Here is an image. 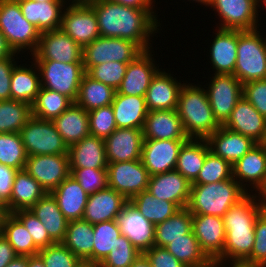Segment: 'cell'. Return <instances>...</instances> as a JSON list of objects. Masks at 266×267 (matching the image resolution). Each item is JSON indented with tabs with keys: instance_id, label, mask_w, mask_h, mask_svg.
Wrapping results in <instances>:
<instances>
[{
	"instance_id": "cell-1",
	"label": "cell",
	"mask_w": 266,
	"mask_h": 267,
	"mask_svg": "<svg viewBox=\"0 0 266 267\" xmlns=\"http://www.w3.org/2000/svg\"><path fill=\"white\" fill-rule=\"evenodd\" d=\"M89 5L96 13L101 37L126 39L143 51L154 47L152 37L158 38L164 27L156 9L132 8L108 0H95Z\"/></svg>"
},
{
	"instance_id": "cell-2",
	"label": "cell",
	"mask_w": 266,
	"mask_h": 267,
	"mask_svg": "<svg viewBox=\"0 0 266 267\" xmlns=\"http://www.w3.org/2000/svg\"><path fill=\"white\" fill-rule=\"evenodd\" d=\"M264 210L258 193H248L225 213L224 263L242 264L251 255L255 239V222Z\"/></svg>"
},
{
	"instance_id": "cell-3",
	"label": "cell",
	"mask_w": 266,
	"mask_h": 267,
	"mask_svg": "<svg viewBox=\"0 0 266 267\" xmlns=\"http://www.w3.org/2000/svg\"><path fill=\"white\" fill-rule=\"evenodd\" d=\"M176 110L189 138L207 139L221 127L200 81L197 84L190 81L184 83L180 89Z\"/></svg>"
},
{
	"instance_id": "cell-4",
	"label": "cell",
	"mask_w": 266,
	"mask_h": 267,
	"mask_svg": "<svg viewBox=\"0 0 266 267\" xmlns=\"http://www.w3.org/2000/svg\"><path fill=\"white\" fill-rule=\"evenodd\" d=\"M248 192L234 179L209 184H191L187 209L191 214L223 217Z\"/></svg>"
},
{
	"instance_id": "cell-5",
	"label": "cell",
	"mask_w": 266,
	"mask_h": 267,
	"mask_svg": "<svg viewBox=\"0 0 266 267\" xmlns=\"http://www.w3.org/2000/svg\"><path fill=\"white\" fill-rule=\"evenodd\" d=\"M0 32L12 51L26 60L36 51L41 34L25 19L17 0H0Z\"/></svg>"
},
{
	"instance_id": "cell-6",
	"label": "cell",
	"mask_w": 266,
	"mask_h": 267,
	"mask_svg": "<svg viewBox=\"0 0 266 267\" xmlns=\"http://www.w3.org/2000/svg\"><path fill=\"white\" fill-rule=\"evenodd\" d=\"M262 29L238 30L237 58L233 75L242 84L266 79V35L265 30L263 35Z\"/></svg>"
},
{
	"instance_id": "cell-7",
	"label": "cell",
	"mask_w": 266,
	"mask_h": 267,
	"mask_svg": "<svg viewBox=\"0 0 266 267\" xmlns=\"http://www.w3.org/2000/svg\"><path fill=\"white\" fill-rule=\"evenodd\" d=\"M41 87L56 91L76 101L85 69L82 62L61 63L53 60H34Z\"/></svg>"
},
{
	"instance_id": "cell-8",
	"label": "cell",
	"mask_w": 266,
	"mask_h": 267,
	"mask_svg": "<svg viewBox=\"0 0 266 267\" xmlns=\"http://www.w3.org/2000/svg\"><path fill=\"white\" fill-rule=\"evenodd\" d=\"M208 8L215 11V20L218 17L215 28L242 31L262 27L257 0H211Z\"/></svg>"
},
{
	"instance_id": "cell-9",
	"label": "cell",
	"mask_w": 266,
	"mask_h": 267,
	"mask_svg": "<svg viewBox=\"0 0 266 267\" xmlns=\"http://www.w3.org/2000/svg\"><path fill=\"white\" fill-rule=\"evenodd\" d=\"M19 133L27 156L68 155V146L52 120H41L32 116Z\"/></svg>"
},
{
	"instance_id": "cell-10",
	"label": "cell",
	"mask_w": 266,
	"mask_h": 267,
	"mask_svg": "<svg viewBox=\"0 0 266 267\" xmlns=\"http://www.w3.org/2000/svg\"><path fill=\"white\" fill-rule=\"evenodd\" d=\"M210 76L207 77L208 82L204 80L203 83H200L207 92L216 120L223 126L229 119L236 103L243 96V84L233 74H212Z\"/></svg>"
},
{
	"instance_id": "cell-11",
	"label": "cell",
	"mask_w": 266,
	"mask_h": 267,
	"mask_svg": "<svg viewBox=\"0 0 266 267\" xmlns=\"http://www.w3.org/2000/svg\"><path fill=\"white\" fill-rule=\"evenodd\" d=\"M142 52L136 43L129 40L99 36L83 47L82 63L87 72L92 66L109 61L130 63Z\"/></svg>"
},
{
	"instance_id": "cell-12",
	"label": "cell",
	"mask_w": 266,
	"mask_h": 267,
	"mask_svg": "<svg viewBox=\"0 0 266 267\" xmlns=\"http://www.w3.org/2000/svg\"><path fill=\"white\" fill-rule=\"evenodd\" d=\"M60 29L82 48L100 36L96 13L89 4H67Z\"/></svg>"
},
{
	"instance_id": "cell-13",
	"label": "cell",
	"mask_w": 266,
	"mask_h": 267,
	"mask_svg": "<svg viewBox=\"0 0 266 267\" xmlns=\"http://www.w3.org/2000/svg\"><path fill=\"white\" fill-rule=\"evenodd\" d=\"M107 173L109 188L122 194L128 201L147 190L150 175L141 159L108 163Z\"/></svg>"
},
{
	"instance_id": "cell-14",
	"label": "cell",
	"mask_w": 266,
	"mask_h": 267,
	"mask_svg": "<svg viewBox=\"0 0 266 267\" xmlns=\"http://www.w3.org/2000/svg\"><path fill=\"white\" fill-rule=\"evenodd\" d=\"M24 170L46 193H51L70 175L69 157L63 154L27 156Z\"/></svg>"
},
{
	"instance_id": "cell-15",
	"label": "cell",
	"mask_w": 266,
	"mask_h": 267,
	"mask_svg": "<svg viewBox=\"0 0 266 267\" xmlns=\"http://www.w3.org/2000/svg\"><path fill=\"white\" fill-rule=\"evenodd\" d=\"M83 48L61 29L40 34L33 60H53L61 63L82 62Z\"/></svg>"
},
{
	"instance_id": "cell-16",
	"label": "cell",
	"mask_w": 266,
	"mask_h": 267,
	"mask_svg": "<svg viewBox=\"0 0 266 267\" xmlns=\"http://www.w3.org/2000/svg\"><path fill=\"white\" fill-rule=\"evenodd\" d=\"M153 49L155 48L144 50L128 63L126 73L121 85L117 89V93L127 96L145 97L152 78L160 69L159 66H161L155 59L156 56Z\"/></svg>"
},
{
	"instance_id": "cell-17",
	"label": "cell",
	"mask_w": 266,
	"mask_h": 267,
	"mask_svg": "<svg viewBox=\"0 0 266 267\" xmlns=\"http://www.w3.org/2000/svg\"><path fill=\"white\" fill-rule=\"evenodd\" d=\"M233 178L248 192L259 193L266 184V146L257 143L234 165Z\"/></svg>"
},
{
	"instance_id": "cell-18",
	"label": "cell",
	"mask_w": 266,
	"mask_h": 267,
	"mask_svg": "<svg viewBox=\"0 0 266 267\" xmlns=\"http://www.w3.org/2000/svg\"><path fill=\"white\" fill-rule=\"evenodd\" d=\"M192 231L206 256L223 262L226 234L223 217L192 214Z\"/></svg>"
},
{
	"instance_id": "cell-19",
	"label": "cell",
	"mask_w": 266,
	"mask_h": 267,
	"mask_svg": "<svg viewBox=\"0 0 266 267\" xmlns=\"http://www.w3.org/2000/svg\"><path fill=\"white\" fill-rule=\"evenodd\" d=\"M161 68L151 80L150 86L145 94V101L149 111L174 110L177 109L178 97L183 83L172 74L171 70ZM175 76V77H174Z\"/></svg>"
},
{
	"instance_id": "cell-20",
	"label": "cell",
	"mask_w": 266,
	"mask_h": 267,
	"mask_svg": "<svg viewBox=\"0 0 266 267\" xmlns=\"http://www.w3.org/2000/svg\"><path fill=\"white\" fill-rule=\"evenodd\" d=\"M216 29V30H215ZM210 38L211 42L207 48V63H210L212 74H234L236 58H237V45H238V30L218 29ZM209 51V52H208Z\"/></svg>"
},
{
	"instance_id": "cell-21",
	"label": "cell",
	"mask_w": 266,
	"mask_h": 267,
	"mask_svg": "<svg viewBox=\"0 0 266 267\" xmlns=\"http://www.w3.org/2000/svg\"><path fill=\"white\" fill-rule=\"evenodd\" d=\"M187 140L144 139L141 161L150 176L175 170L181 146Z\"/></svg>"
},
{
	"instance_id": "cell-22",
	"label": "cell",
	"mask_w": 266,
	"mask_h": 267,
	"mask_svg": "<svg viewBox=\"0 0 266 267\" xmlns=\"http://www.w3.org/2000/svg\"><path fill=\"white\" fill-rule=\"evenodd\" d=\"M121 234L143 254L154 246L155 225L148 221L130 202L116 219Z\"/></svg>"
},
{
	"instance_id": "cell-23",
	"label": "cell",
	"mask_w": 266,
	"mask_h": 267,
	"mask_svg": "<svg viewBox=\"0 0 266 267\" xmlns=\"http://www.w3.org/2000/svg\"><path fill=\"white\" fill-rule=\"evenodd\" d=\"M223 126L251 138L256 143H263L266 139V118L243 96Z\"/></svg>"
},
{
	"instance_id": "cell-24",
	"label": "cell",
	"mask_w": 266,
	"mask_h": 267,
	"mask_svg": "<svg viewBox=\"0 0 266 267\" xmlns=\"http://www.w3.org/2000/svg\"><path fill=\"white\" fill-rule=\"evenodd\" d=\"M143 140L142 129L117 128L104 139L108 163L140 160Z\"/></svg>"
},
{
	"instance_id": "cell-25",
	"label": "cell",
	"mask_w": 266,
	"mask_h": 267,
	"mask_svg": "<svg viewBox=\"0 0 266 267\" xmlns=\"http://www.w3.org/2000/svg\"><path fill=\"white\" fill-rule=\"evenodd\" d=\"M147 190L158 199L186 208L190 198L191 182L177 170L167 171L149 177Z\"/></svg>"
},
{
	"instance_id": "cell-26",
	"label": "cell",
	"mask_w": 266,
	"mask_h": 267,
	"mask_svg": "<svg viewBox=\"0 0 266 267\" xmlns=\"http://www.w3.org/2000/svg\"><path fill=\"white\" fill-rule=\"evenodd\" d=\"M129 201L112 188L100 190L88 196L83 220L90 224L116 220Z\"/></svg>"
},
{
	"instance_id": "cell-27",
	"label": "cell",
	"mask_w": 266,
	"mask_h": 267,
	"mask_svg": "<svg viewBox=\"0 0 266 267\" xmlns=\"http://www.w3.org/2000/svg\"><path fill=\"white\" fill-rule=\"evenodd\" d=\"M144 139L188 140L176 109L149 111L143 127Z\"/></svg>"
},
{
	"instance_id": "cell-28",
	"label": "cell",
	"mask_w": 266,
	"mask_h": 267,
	"mask_svg": "<svg viewBox=\"0 0 266 267\" xmlns=\"http://www.w3.org/2000/svg\"><path fill=\"white\" fill-rule=\"evenodd\" d=\"M206 140L209 144L210 151L227 160L231 165H234L257 144L251 138L233 132L224 126H221Z\"/></svg>"
},
{
	"instance_id": "cell-29",
	"label": "cell",
	"mask_w": 266,
	"mask_h": 267,
	"mask_svg": "<svg viewBox=\"0 0 266 267\" xmlns=\"http://www.w3.org/2000/svg\"><path fill=\"white\" fill-rule=\"evenodd\" d=\"M25 19L42 33L60 29L65 1L17 0Z\"/></svg>"
},
{
	"instance_id": "cell-30",
	"label": "cell",
	"mask_w": 266,
	"mask_h": 267,
	"mask_svg": "<svg viewBox=\"0 0 266 267\" xmlns=\"http://www.w3.org/2000/svg\"><path fill=\"white\" fill-rule=\"evenodd\" d=\"M70 168H107L104 139L89 135L68 147Z\"/></svg>"
},
{
	"instance_id": "cell-31",
	"label": "cell",
	"mask_w": 266,
	"mask_h": 267,
	"mask_svg": "<svg viewBox=\"0 0 266 267\" xmlns=\"http://www.w3.org/2000/svg\"><path fill=\"white\" fill-rule=\"evenodd\" d=\"M51 194L68 221L83 218L89 195L71 174Z\"/></svg>"
},
{
	"instance_id": "cell-32",
	"label": "cell",
	"mask_w": 266,
	"mask_h": 267,
	"mask_svg": "<svg viewBox=\"0 0 266 267\" xmlns=\"http://www.w3.org/2000/svg\"><path fill=\"white\" fill-rule=\"evenodd\" d=\"M28 60L29 64L28 62L23 64L21 61L12 70L11 99L32 105L41 89V80L36 63L32 58Z\"/></svg>"
},
{
	"instance_id": "cell-33",
	"label": "cell",
	"mask_w": 266,
	"mask_h": 267,
	"mask_svg": "<svg viewBox=\"0 0 266 267\" xmlns=\"http://www.w3.org/2000/svg\"><path fill=\"white\" fill-rule=\"evenodd\" d=\"M52 121L68 147L90 135L88 112L75 102Z\"/></svg>"
},
{
	"instance_id": "cell-34",
	"label": "cell",
	"mask_w": 266,
	"mask_h": 267,
	"mask_svg": "<svg viewBox=\"0 0 266 267\" xmlns=\"http://www.w3.org/2000/svg\"><path fill=\"white\" fill-rule=\"evenodd\" d=\"M117 128L142 129L149 112L145 97L127 96L116 92L111 103Z\"/></svg>"
},
{
	"instance_id": "cell-35",
	"label": "cell",
	"mask_w": 266,
	"mask_h": 267,
	"mask_svg": "<svg viewBox=\"0 0 266 267\" xmlns=\"http://www.w3.org/2000/svg\"><path fill=\"white\" fill-rule=\"evenodd\" d=\"M93 224L83 219L69 221L62 243L74 253L86 267H93Z\"/></svg>"
},
{
	"instance_id": "cell-36",
	"label": "cell",
	"mask_w": 266,
	"mask_h": 267,
	"mask_svg": "<svg viewBox=\"0 0 266 267\" xmlns=\"http://www.w3.org/2000/svg\"><path fill=\"white\" fill-rule=\"evenodd\" d=\"M29 210L43 223L48 235L55 242L64 240L69 221L51 193H46Z\"/></svg>"
},
{
	"instance_id": "cell-37",
	"label": "cell",
	"mask_w": 266,
	"mask_h": 267,
	"mask_svg": "<svg viewBox=\"0 0 266 267\" xmlns=\"http://www.w3.org/2000/svg\"><path fill=\"white\" fill-rule=\"evenodd\" d=\"M45 194L46 191L35 178L25 170H20L16 173L10 202L6 205V212L29 210Z\"/></svg>"
},
{
	"instance_id": "cell-38",
	"label": "cell",
	"mask_w": 266,
	"mask_h": 267,
	"mask_svg": "<svg viewBox=\"0 0 266 267\" xmlns=\"http://www.w3.org/2000/svg\"><path fill=\"white\" fill-rule=\"evenodd\" d=\"M209 151L210 147L206 139L189 138L179 150L175 170L192 183L203 167Z\"/></svg>"
},
{
	"instance_id": "cell-39",
	"label": "cell",
	"mask_w": 266,
	"mask_h": 267,
	"mask_svg": "<svg viewBox=\"0 0 266 267\" xmlns=\"http://www.w3.org/2000/svg\"><path fill=\"white\" fill-rule=\"evenodd\" d=\"M0 233L13 247L18 256L36 255L40 250L35 245L24 224L13 213L4 214Z\"/></svg>"
},
{
	"instance_id": "cell-40",
	"label": "cell",
	"mask_w": 266,
	"mask_h": 267,
	"mask_svg": "<svg viewBox=\"0 0 266 267\" xmlns=\"http://www.w3.org/2000/svg\"><path fill=\"white\" fill-rule=\"evenodd\" d=\"M116 92L114 88L94 80L85 73L80 83L75 103L89 112L93 109L110 105L114 101Z\"/></svg>"
},
{
	"instance_id": "cell-41",
	"label": "cell",
	"mask_w": 266,
	"mask_h": 267,
	"mask_svg": "<svg viewBox=\"0 0 266 267\" xmlns=\"http://www.w3.org/2000/svg\"><path fill=\"white\" fill-rule=\"evenodd\" d=\"M192 231V214L181 208L167 220L155 225L154 246L165 248L173 240L184 238Z\"/></svg>"
},
{
	"instance_id": "cell-42",
	"label": "cell",
	"mask_w": 266,
	"mask_h": 267,
	"mask_svg": "<svg viewBox=\"0 0 266 267\" xmlns=\"http://www.w3.org/2000/svg\"><path fill=\"white\" fill-rule=\"evenodd\" d=\"M129 202L154 225L167 220L180 210L175 203L158 199L148 190L135 195Z\"/></svg>"
},
{
	"instance_id": "cell-43",
	"label": "cell",
	"mask_w": 266,
	"mask_h": 267,
	"mask_svg": "<svg viewBox=\"0 0 266 267\" xmlns=\"http://www.w3.org/2000/svg\"><path fill=\"white\" fill-rule=\"evenodd\" d=\"M74 102L67 96L46 88L40 89L31 105L32 116L41 120H53Z\"/></svg>"
},
{
	"instance_id": "cell-44",
	"label": "cell",
	"mask_w": 266,
	"mask_h": 267,
	"mask_svg": "<svg viewBox=\"0 0 266 267\" xmlns=\"http://www.w3.org/2000/svg\"><path fill=\"white\" fill-rule=\"evenodd\" d=\"M31 117L30 104L12 99L0 101V133H19Z\"/></svg>"
},
{
	"instance_id": "cell-45",
	"label": "cell",
	"mask_w": 266,
	"mask_h": 267,
	"mask_svg": "<svg viewBox=\"0 0 266 267\" xmlns=\"http://www.w3.org/2000/svg\"><path fill=\"white\" fill-rule=\"evenodd\" d=\"M120 235L116 220L93 224V267H98L104 261Z\"/></svg>"
},
{
	"instance_id": "cell-46",
	"label": "cell",
	"mask_w": 266,
	"mask_h": 267,
	"mask_svg": "<svg viewBox=\"0 0 266 267\" xmlns=\"http://www.w3.org/2000/svg\"><path fill=\"white\" fill-rule=\"evenodd\" d=\"M165 248L187 267L202 266L210 260L201 250L193 231L184 238L173 240Z\"/></svg>"
},
{
	"instance_id": "cell-47",
	"label": "cell",
	"mask_w": 266,
	"mask_h": 267,
	"mask_svg": "<svg viewBox=\"0 0 266 267\" xmlns=\"http://www.w3.org/2000/svg\"><path fill=\"white\" fill-rule=\"evenodd\" d=\"M27 154L20 133H0V163L24 170Z\"/></svg>"
},
{
	"instance_id": "cell-48",
	"label": "cell",
	"mask_w": 266,
	"mask_h": 267,
	"mask_svg": "<svg viewBox=\"0 0 266 267\" xmlns=\"http://www.w3.org/2000/svg\"><path fill=\"white\" fill-rule=\"evenodd\" d=\"M233 178L232 165L212 151L206 158L197 178L191 184H209Z\"/></svg>"
},
{
	"instance_id": "cell-49",
	"label": "cell",
	"mask_w": 266,
	"mask_h": 267,
	"mask_svg": "<svg viewBox=\"0 0 266 267\" xmlns=\"http://www.w3.org/2000/svg\"><path fill=\"white\" fill-rule=\"evenodd\" d=\"M37 254L42 258L45 267H86L62 242L42 248Z\"/></svg>"
},
{
	"instance_id": "cell-50",
	"label": "cell",
	"mask_w": 266,
	"mask_h": 267,
	"mask_svg": "<svg viewBox=\"0 0 266 267\" xmlns=\"http://www.w3.org/2000/svg\"><path fill=\"white\" fill-rule=\"evenodd\" d=\"M141 254L131 241L121 234L109 255L98 267H129Z\"/></svg>"
},
{
	"instance_id": "cell-51",
	"label": "cell",
	"mask_w": 266,
	"mask_h": 267,
	"mask_svg": "<svg viewBox=\"0 0 266 267\" xmlns=\"http://www.w3.org/2000/svg\"><path fill=\"white\" fill-rule=\"evenodd\" d=\"M70 174L88 195L109 187L107 168H70Z\"/></svg>"
},
{
	"instance_id": "cell-52",
	"label": "cell",
	"mask_w": 266,
	"mask_h": 267,
	"mask_svg": "<svg viewBox=\"0 0 266 267\" xmlns=\"http://www.w3.org/2000/svg\"><path fill=\"white\" fill-rule=\"evenodd\" d=\"M127 65L128 63L109 61L92 66L86 73L94 80L100 81L117 91L126 73Z\"/></svg>"
},
{
	"instance_id": "cell-53",
	"label": "cell",
	"mask_w": 266,
	"mask_h": 267,
	"mask_svg": "<svg viewBox=\"0 0 266 267\" xmlns=\"http://www.w3.org/2000/svg\"><path fill=\"white\" fill-rule=\"evenodd\" d=\"M88 116L92 136L106 139L117 129L111 104L89 111Z\"/></svg>"
},
{
	"instance_id": "cell-54",
	"label": "cell",
	"mask_w": 266,
	"mask_h": 267,
	"mask_svg": "<svg viewBox=\"0 0 266 267\" xmlns=\"http://www.w3.org/2000/svg\"><path fill=\"white\" fill-rule=\"evenodd\" d=\"M255 239L251 255L242 263L250 267H266V210L257 218L254 229Z\"/></svg>"
},
{
	"instance_id": "cell-55",
	"label": "cell",
	"mask_w": 266,
	"mask_h": 267,
	"mask_svg": "<svg viewBox=\"0 0 266 267\" xmlns=\"http://www.w3.org/2000/svg\"><path fill=\"white\" fill-rule=\"evenodd\" d=\"M13 214L24 224L39 249L56 243L48 235L43 223L30 210H18Z\"/></svg>"
},
{
	"instance_id": "cell-56",
	"label": "cell",
	"mask_w": 266,
	"mask_h": 267,
	"mask_svg": "<svg viewBox=\"0 0 266 267\" xmlns=\"http://www.w3.org/2000/svg\"><path fill=\"white\" fill-rule=\"evenodd\" d=\"M243 97L266 118V79L244 83Z\"/></svg>"
},
{
	"instance_id": "cell-57",
	"label": "cell",
	"mask_w": 266,
	"mask_h": 267,
	"mask_svg": "<svg viewBox=\"0 0 266 267\" xmlns=\"http://www.w3.org/2000/svg\"><path fill=\"white\" fill-rule=\"evenodd\" d=\"M20 55L14 52L12 55L0 59V101L11 99L12 70L20 62Z\"/></svg>"
},
{
	"instance_id": "cell-58",
	"label": "cell",
	"mask_w": 266,
	"mask_h": 267,
	"mask_svg": "<svg viewBox=\"0 0 266 267\" xmlns=\"http://www.w3.org/2000/svg\"><path fill=\"white\" fill-rule=\"evenodd\" d=\"M143 254L152 267H187L163 247L153 246Z\"/></svg>"
},
{
	"instance_id": "cell-59",
	"label": "cell",
	"mask_w": 266,
	"mask_h": 267,
	"mask_svg": "<svg viewBox=\"0 0 266 267\" xmlns=\"http://www.w3.org/2000/svg\"><path fill=\"white\" fill-rule=\"evenodd\" d=\"M17 169L0 163V200L7 205L10 202L12 187Z\"/></svg>"
},
{
	"instance_id": "cell-60",
	"label": "cell",
	"mask_w": 266,
	"mask_h": 267,
	"mask_svg": "<svg viewBox=\"0 0 266 267\" xmlns=\"http://www.w3.org/2000/svg\"><path fill=\"white\" fill-rule=\"evenodd\" d=\"M17 256L13 247L0 233V267L7 266Z\"/></svg>"
},
{
	"instance_id": "cell-61",
	"label": "cell",
	"mask_w": 266,
	"mask_h": 267,
	"mask_svg": "<svg viewBox=\"0 0 266 267\" xmlns=\"http://www.w3.org/2000/svg\"><path fill=\"white\" fill-rule=\"evenodd\" d=\"M110 2L122 4L127 7L138 9H154L146 0H108Z\"/></svg>"
},
{
	"instance_id": "cell-62",
	"label": "cell",
	"mask_w": 266,
	"mask_h": 267,
	"mask_svg": "<svg viewBox=\"0 0 266 267\" xmlns=\"http://www.w3.org/2000/svg\"><path fill=\"white\" fill-rule=\"evenodd\" d=\"M14 52L8 46L4 35L0 32V59L12 55Z\"/></svg>"
},
{
	"instance_id": "cell-63",
	"label": "cell",
	"mask_w": 266,
	"mask_h": 267,
	"mask_svg": "<svg viewBox=\"0 0 266 267\" xmlns=\"http://www.w3.org/2000/svg\"><path fill=\"white\" fill-rule=\"evenodd\" d=\"M27 267H45L42 258L36 254L27 256Z\"/></svg>"
},
{
	"instance_id": "cell-64",
	"label": "cell",
	"mask_w": 266,
	"mask_h": 267,
	"mask_svg": "<svg viewBox=\"0 0 266 267\" xmlns=\"http://www.w3.org/2000/svg\"><path fill=\"white\" fill-rule=\"evenodd\" d=\"M5 267H27V256H17Z\"/></svg>"
},
{
	"instance_id": "cell-65",
	"label": "cell",
	"mask_w": 266,
	"mask_h": 267,
	"mask_svg": "<svg viewBox=\"0 0 266 267\" xmlns=\"http://www.w3.org/2000/svg\"><path fill=\"white\" fill-rule=\"evenodd\" d=\"M129 267H152L144 254H141Z\"/></svg>"
},
{
	"instance_id": "cell-66",
	"label": "cell",
	"mask_w": 266,
	"mask_h": 267,
	"mask_svg": "<svg viewBox=\"0 0 266 267\" xmlns=\"http://www.w3.org/2000/svg\"><path fill=\"white\" fill-rule=\"evenodd\" d=\"M198 267H227V264L219 260H209L206 264Z\"/></svg>"
},
{
	"instance_id": "cell-67",
	"label": "cell",
	"mask_w": 266,
	"mask_h": 267,
	"mask_svg": "<svg viewBox=\"0 0 266 267\" xmlns=\"http://www.w3.org/2000/svg\"><path fill=\"white\" fill-rule=\"evenodd\" d=\"M261 204L266 210V184L258 193Z\"/></svg>"
},
{
	"instance_id": "cell-68",
	"label": "cell",
	"mask_w": 266,
	"mask_h": 267,
	"mask_svg": "<svg viewBox=\"0 0 266 267\" xmlns=\"http://www.w3.org/2000/svg\"><path fill=\"white\" fill-rule=\"evenodd\" d=\"M184 1H186V0H183V2ZM189 3H194V4H196L197 3V5H201L200 6V8L201 7H203V6H205L206 7V9H208L207 7L210 5V3H211V0H187ZM203 5V6H202Z\"/></svg>"
},
{
	"instance_id": "cell-69",
	"label": "cell",
	"mask_w": 266,
	"mask_h": 267,
	"mask_svg": "<svg viewBox=\"0 0 266 267\" xmlns=\"http://www.w3.org/2000/svg\"><path fill=\"white\" fill-rule=\"evenodd\" d=\"M67 4H89L95 0H64Z\"/></svg>"
},
{
	"instance_id": "cell-70",
	"label": "cell",
	"mask_w": 266,
	"mask_h": 267,
	"mask_svg": "<svg viewBox=\"0 0 266 267\" xmlns=\"http://www.w3.org/2000/svg\"><path fill=\"white\" fill-rule=\"evenodd\" d=\"M5 213H7L6 206H0V227H1L2 219Z\"/></svg>"
},
{
	"instance_id": "cell-71",
	"label": "cell",
	"mask_w": 266,
	"mask_h": 267,
	"mask_svg": "<svg viewBox=\"0 0 266 267\" xmlns=\"http://www.w3.org/2000/svg\"><path fill=\"white\" fill-rule=\"evenodd\" d=\"M257 4H258V9H260V7L262 6L261 9L266 10V0H257Z\"/></svg>"
},
{
	"instance_id": "cell-72",
	"label": "cell",
	"mask_w": 266,
	"mask_h": 267,
	"mask_svg": "<svg viewBox=\"0 0 266 267\" xmlns=\"http://www.w3.org/2000/svg\"><path fill=\"white\" fill-rule=\"evenodd\" d=\"M154 9H158V8H156L157 7V1L156 0H146ZM156 4V5H155ZM156 6V7H155Z\"/></svg>"
},
{
	"instance_id": "cell-73",
	"label": "cell",
	"mask_w": 266,
	"mask_h": 267,
	"mask_svg": "<svg viewBox=\"0 0 266 267\" xmlns=\"http://www.w3.org/2000/svg\"><path fill=\"white\" fill-rule=\"evenodd\" d=\"M227 267H250V266H245L242 264H227Z\"/></svg>"
},
{
	"instance_id": "cell-74",
	"label": "cell",
	"mask_w": 266,
	"mask_h": 267,
	"mask_svg": "<svg viewBox=\"0 0 266 267\" xmlns=\"http://www.w3.org/2000/svg\"><path fill=\"white\" fill-rule=\"evenodd\" d=\"M36 2H43V1H64V0H31Z\"/></svg>"
},
{
	"instance_id": "cell-75",
	"label": "cell",
	"mask_w": 266,
	"mask_h": 267,
	"mask_svg": "<svg viewBox=\"0 0 266 267\" xmlns=\"http://www.w3.org/2000/svg\"><path fill=\"white\" fill-rule=\"evenodd\" d=\"M0 206H6V205L0 200Z\"/></svg>"
}]
</instances>
